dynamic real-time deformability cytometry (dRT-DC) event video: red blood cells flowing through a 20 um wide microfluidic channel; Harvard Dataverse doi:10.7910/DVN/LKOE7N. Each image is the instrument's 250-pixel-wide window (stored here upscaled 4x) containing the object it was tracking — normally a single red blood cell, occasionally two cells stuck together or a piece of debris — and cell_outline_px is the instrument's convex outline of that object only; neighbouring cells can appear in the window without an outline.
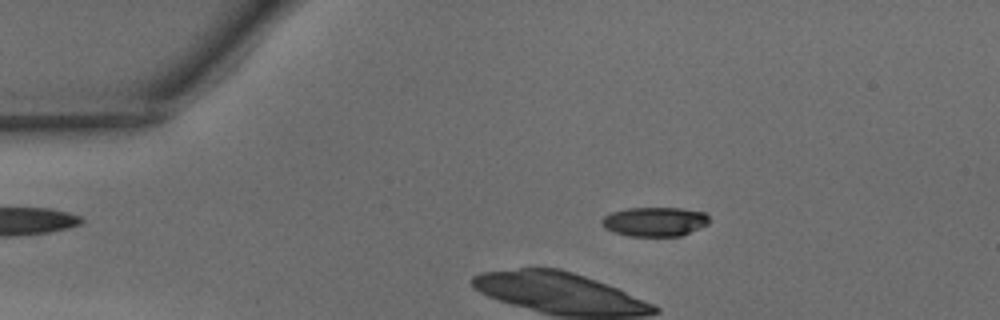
{"species": "common noctule bat (a hibernating species)", "species_latin": "Nyctalus noctula", "temperature_condition": "warm", "stored_images_in_passage": 29, "camera_frame_rate_fps": 3000, "um_per_image_px": 0.085, "animal": {"sex": "male", "body_mass_g": 15.6}, "frame": {"image": 1, "passage_image": 1, "time_ms": 0.0, "image_size_px": [1000, 320], "cell_outline_px": [[708, 224], [680, 236], [628, 236], [604, 228], [600, 224], [600, 220], [604, 216], [612, 212], [628, 208], [680, 208], [704, 212], [708, 216]], "centroid_in_image_um": [55.62, 18.84], "position_along_channel_um": 29.4, "area_um2": 18.26}}